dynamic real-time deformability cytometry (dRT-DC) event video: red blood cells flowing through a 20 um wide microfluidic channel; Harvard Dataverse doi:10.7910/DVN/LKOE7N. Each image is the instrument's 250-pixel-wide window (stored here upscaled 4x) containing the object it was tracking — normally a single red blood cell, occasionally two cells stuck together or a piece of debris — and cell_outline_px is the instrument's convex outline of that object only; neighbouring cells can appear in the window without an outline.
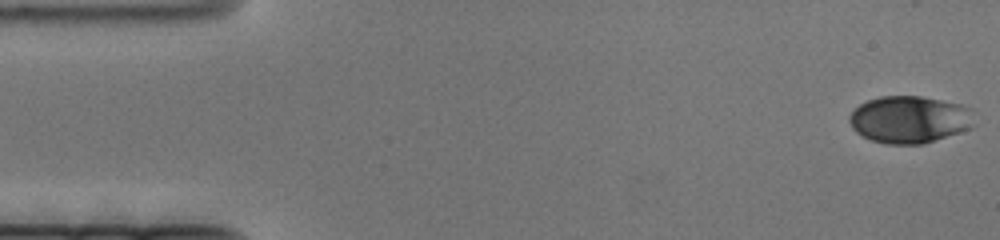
{"species": "human", "species_latin": "Homo sapiens", "temperature_condition": "cold", "stored_images_in_passage": 30, "camera_frame_rate_fps": 3000, "um_per_image_px": 0.085, "donor": {"sex": "female"}, "frame": {"image": 1, "passage_image": 1, "time_ms": 0.0, "image_size_px": [1000, 240], "cell_outline_px": [[976, 124], [972, 128], [924, 144], [888, 144], [872, 140], [856, 132], [852, 128], [848, 120], [848, 116], [860, 104], [868, 100], [880, 96], [920, 96], [960, 104], [972, 108]], "centroid_in_image_um": [77.35, 10.16], "position_along_channel_um": 7.7, "area_um2": 34.62}}
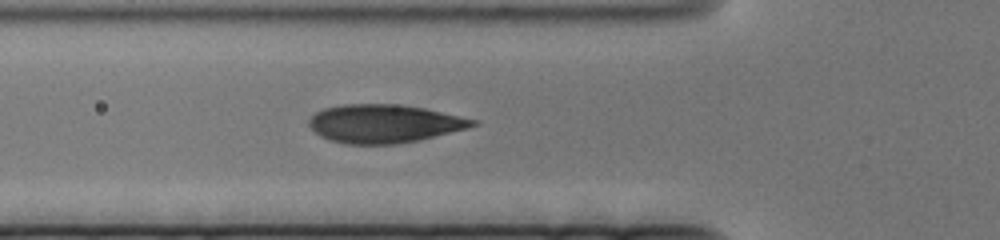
{"frame": {"image": 2, "passage_image": 26, "time_ms": 8.333, "image_size_px": [1000, 240], "cell_outline_px": [[480, 124], [468, 128], [420, 140], [396, 144], [348, 144], [332, 140], [320, 136], [308, 124], [308, 120], [316, 112], [324, 108], [344, 104], [400, 104], [424, 108], [480, 120]], "centroid_in_image_um": [32.71, 10.5], "position_along_channel_um": 93.1, "area_um2": 36.65}}
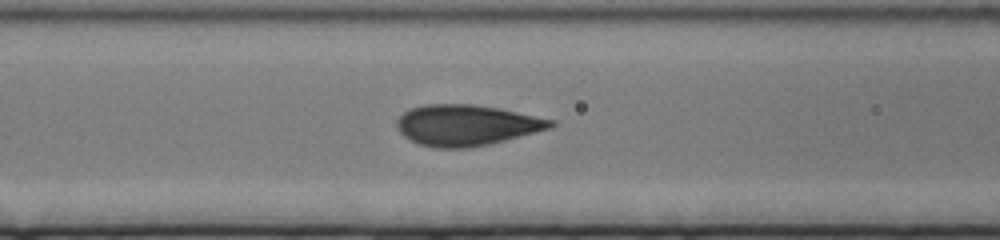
{"frame": {"image": 3, "passage_image": 30, "time_ms": 9.667, "image_size_px": [1000, 240], "cell_outline_px": [[556, 124], [552, 128], [488, 144], [468, 148], [436, 148], [420, 144], [404, 136], [400, 132], [396, 124], [396, 120], [408, 108], [424, 104], [472, 104], [496, 108], [556, 120]], "centroid_in_image_um": [39.63, 10.63], "position_along_channel_um": 127.0, "area_um2": 36.47}}